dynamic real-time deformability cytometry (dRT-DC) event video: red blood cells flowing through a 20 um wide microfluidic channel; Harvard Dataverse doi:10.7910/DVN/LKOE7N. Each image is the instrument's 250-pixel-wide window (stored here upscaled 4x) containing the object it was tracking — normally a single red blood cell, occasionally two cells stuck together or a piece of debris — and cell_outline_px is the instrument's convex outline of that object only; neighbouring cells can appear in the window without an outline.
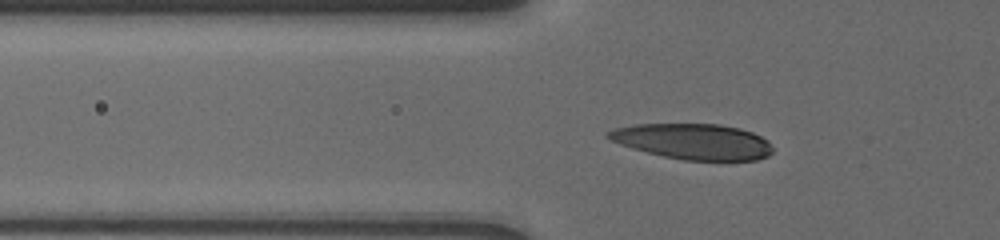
{"species": "human", "species_latin": "Homo sapiens", "temperature_condition": "cold", "stored_images_in_passage": 86, "camera_frame_rate_fps": 3000, "um_per_image_px": 0.085, "donor": {"sex": "male"}, "frame": {"image": 1, "passage_image": 7, "time_ms": 1.0, "image_size_px": [1000, 240], "cell_outline_px": [[772, 152], [768, 156], [756, 160], [684, 160], [664, 156], [632, 148], [620, 144], [604, 136], [604, 132], [616, 128], [636, 124], [720, 124], [740, 128], [752, 132], [768, 140], [772, 148]], "centroid_in_image_um": [58.92, 12.02], "position_along_channel_um": 66.9, "area_um2": 34.1}}
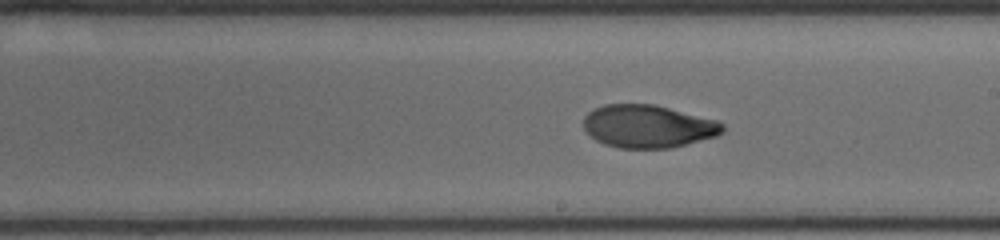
{"frame": {"image": 2, "passage_image": 34, "time_ms": 5.667, "image_size_px": [1000, 240], "cell_outline_px": [[724, 132], [716, 136], [668, 148], [620, 148], [604, 144], [596, 140], [584, 128], [584, 116], [588, 112], [604, 104], [656, 104], [720, 120], [724, 124]], "centroid_in_image_um": [55.12, 10.72], "position_along_channel_um": 233.9, "area_um2": 34.85}}
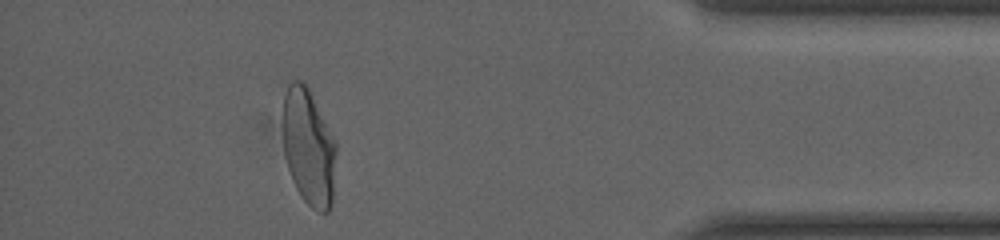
{"frame": {"image": 3, "passage_image": 74, "time_ms": 11.333, "image_size_px": [1000, 240], "cell_outline_px": [[336, 152], [332, 204], [328, 212], [320, 212], [312, 208], [304, 200], [296, 188], [292, 180], [288, 168], [284, 152], [284, 96], [288, 84], [292, 80], [300, 80], [308, 88], [336, 140]], "centroid_in_image_um": [26.25, 12.53], "position_along_channel_um": 408.9, "area_um2": 36.01}}